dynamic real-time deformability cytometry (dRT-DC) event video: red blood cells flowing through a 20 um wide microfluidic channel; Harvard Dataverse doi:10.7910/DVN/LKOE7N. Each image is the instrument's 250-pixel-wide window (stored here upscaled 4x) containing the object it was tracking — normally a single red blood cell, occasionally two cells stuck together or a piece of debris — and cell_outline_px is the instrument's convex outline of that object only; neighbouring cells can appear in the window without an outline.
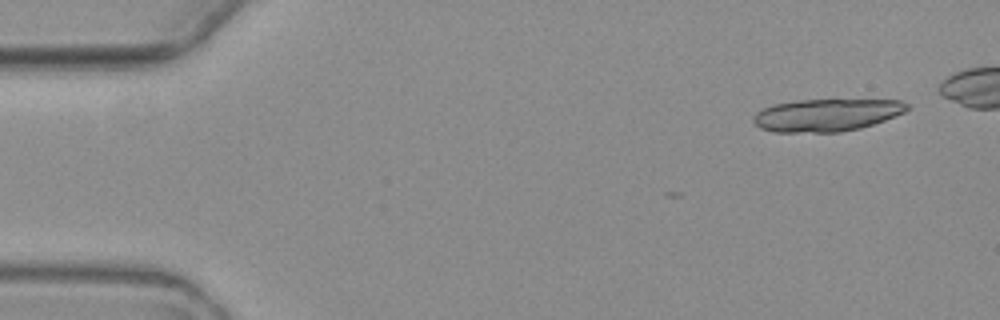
{"species": "common noctule bat (a hibernating species)", "species_latin": "Nyctalus noctula", "temperature_condition": "warm", "stored_images_in_passage": 5, "camera_frame_rate_fps": 3000, "um_per_image_px": 0.085, "animal": {"sex": "female", "body_mass_g": 19.3, "forearm_length_mm": 54.1}, "frame": {"image": 1, "passage_image": 1, "time_ms": 0.0, "image_size_px": [1000, 320], "cell_outline_px": [[912, 108], [904, 112], [884, 120], [860, 128], [840, 132], [772, 132], [760, 128], [752, 120], [752, 116], [756, 112], [772, 104], [800, 100], [900, 100], [908, 104]], "centroid_in_image_um": [70.24, 9.78], "position_along_channel_um": 14.8, "area_um2": 29.07}}